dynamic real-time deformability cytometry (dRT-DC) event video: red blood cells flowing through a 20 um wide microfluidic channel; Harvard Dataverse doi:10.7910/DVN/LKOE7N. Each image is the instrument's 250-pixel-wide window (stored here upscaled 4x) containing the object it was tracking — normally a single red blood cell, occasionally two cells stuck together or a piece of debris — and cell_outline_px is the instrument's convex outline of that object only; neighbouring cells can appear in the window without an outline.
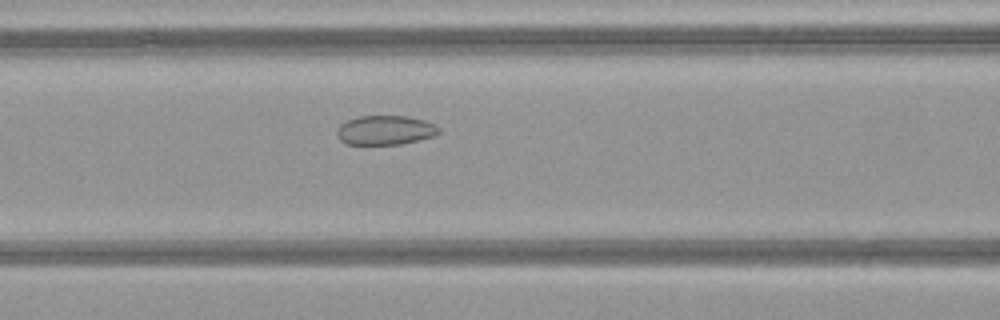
{"species": "common noctule bat (a hibernating species)", "species_latin": "Nyctalus noctula", "temperature_condition": "warm", "stored_images_in_passage": 37, "camera_frame_rate_fps": 3000, "um_per_image_px": 0.085, "animal": {"sex": "female", "body_mass_g": 21.9}, "frame": {"image": 1, "passage_image": 11, "time_ms": 3.333, "image_size_px": [1000, 320], "cell_outline_px": [[440, 132], [436, 136], [400, 144], [348, 144], [340, 140], [336, 132], [340, 124], [348, 120], [360, 116], [408, 116], [424, 120], [440, 128]], "centroid_in_image_um": [32.76, 11.06], "position_along_channel_um": 133.8, "area_um2": 17.34}}
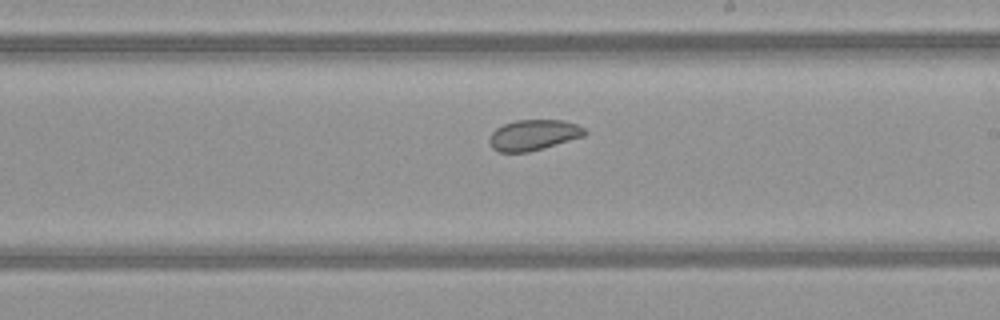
{"frame": {"image": 2, "passage_image": 19, "time_ms": 6.0, "image_size_px": [1000, 320], "cell_outline_px": [[588, 132], [584, 136], [544, 148], [528, 152], [500, 152], [492, 148], [488, 140], [492, 132], [496, 128], [504, 124], [516, 120], [564, 120], [576, 124], [584, 128]], "centroid_in_image_um": [45.35, 11.47], "position_along_channel_um": 243.7, "area_um2": 17.05}}
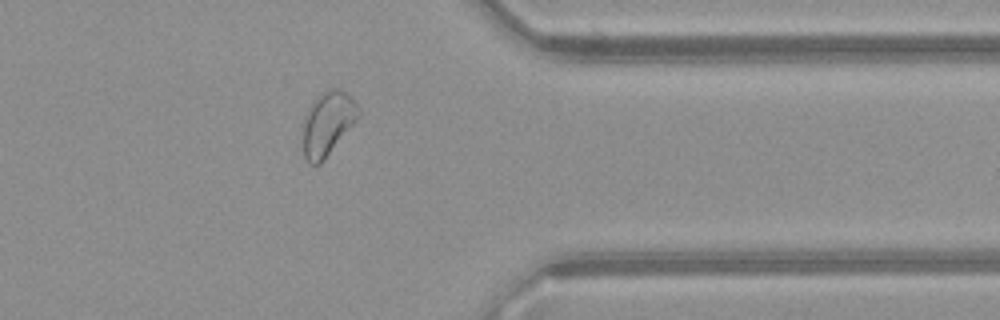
{"frame": {"image": 3, "passage_image": 30, "time_ms": 9.667, "image_size_px": [1000, 320], "cell_outline_px": [[360, 116], [324, 160], [320, 164], [308, 164], [304, 156], [304, 116], [312, 100], [316, 96], [328, 88], [336, 88], [344, 92], [360, 108]], "centroid_in_image_um": [27.84, 10.49], "position_along_channel_um": 383.6, "area_um2": 20.52}}